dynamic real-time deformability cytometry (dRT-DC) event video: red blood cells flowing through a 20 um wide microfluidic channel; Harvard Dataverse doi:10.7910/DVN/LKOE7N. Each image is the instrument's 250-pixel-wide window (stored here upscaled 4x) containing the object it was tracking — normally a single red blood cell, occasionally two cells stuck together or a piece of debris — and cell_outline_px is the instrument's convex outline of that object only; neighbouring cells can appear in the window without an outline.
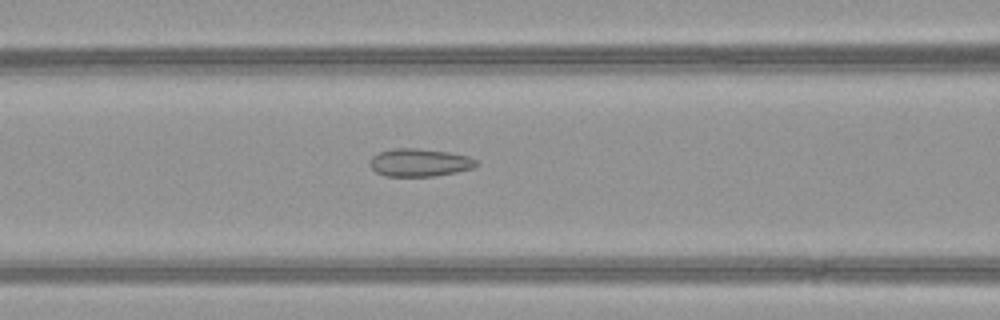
{"species": "common noctule bat (a hibernating species)", "species_latin": "Nyctalus noctula", "temperature_condition": "warm", "stored_images_in_passage": 17, "camera_frame_rate_fps": 3000, "um_per_image_px": 0.085, "animal": {"sex": "female", "body_mass_g": 21.9}, "frame": {"image": 1, "passage_image": 13, "time_ms": 4.0, "image_size_px": [1000, 320], "cell_outline_px": [[480, 164], [476, 168], [456, 172], [432, 176], [384, 176], [376, 172], [368, 164], [372, 156], [380, 152], [392, 148], [416, 148], [448, 152], [468, 156], [476, 160]], "centroid_in_image_um": [35.67, 13.82], "position_along_channel_um": 130.9, "area_um2": 17.4}}
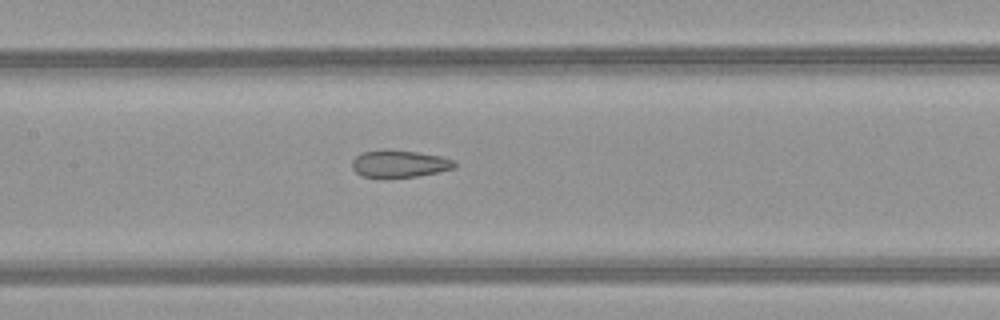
{"frame": {"image": 2, "passage_image": 16, "time_ms": 5.0, "image_size_px": [1000, 320], "cell_outline_px": [[456, 168], [416, 176], [360, 176], [352, 168], [352, 160], [360, 152], [384, 148], [388, 148], [416, 152], [440, 156], [456, 160]], "centroid_in_image_um": [33.94, 13.87], "position_along_channel_um": 173.5, "area_um2": 16.24}}